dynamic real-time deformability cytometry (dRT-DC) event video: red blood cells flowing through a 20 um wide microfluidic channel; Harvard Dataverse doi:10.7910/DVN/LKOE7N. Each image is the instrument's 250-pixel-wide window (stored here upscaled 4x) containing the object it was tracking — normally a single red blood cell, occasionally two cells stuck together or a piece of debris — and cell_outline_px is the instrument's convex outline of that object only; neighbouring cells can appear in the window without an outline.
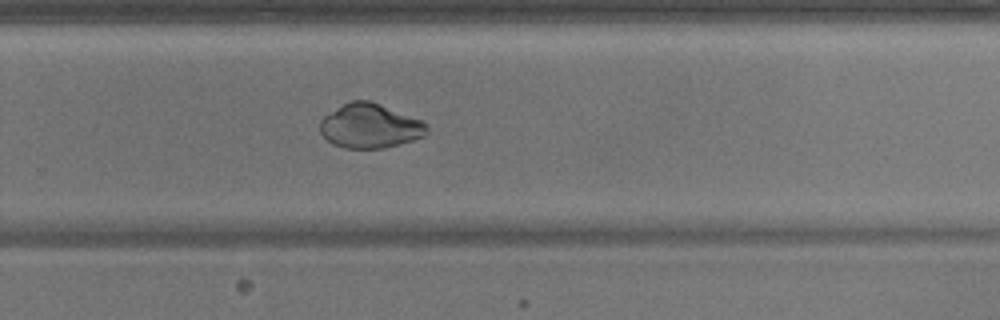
{"species": "common noctule bat (a hibernating species)", "species_latin": "Nyctalus noctula", "temperature_condition": "warm", "stored_images_in_passage": 47, "camera_frame_rate_fps": 3000, "um_per_image_px": 0.085, "animal": {"sex": "male", "body_mass_g": 17.9}, "frame": {"image": 1, "passage_image": 28, "time_ms": 9.0, "image_size_px": [1000, 320], "cell_outline_px": [[428, 132], [424, 136], [400, 144], [384, 148], [344, 148], [332, 144], [320, 132], [320, 120], [324, 116], [344, 104], [352, 100], [368, 100], [380, 104], [424, 120], [428, 124]], "centroid_in_image_um": [31.48, 10.71], "position_along_channel_um": 298.3, "area_um2": 27.69}}